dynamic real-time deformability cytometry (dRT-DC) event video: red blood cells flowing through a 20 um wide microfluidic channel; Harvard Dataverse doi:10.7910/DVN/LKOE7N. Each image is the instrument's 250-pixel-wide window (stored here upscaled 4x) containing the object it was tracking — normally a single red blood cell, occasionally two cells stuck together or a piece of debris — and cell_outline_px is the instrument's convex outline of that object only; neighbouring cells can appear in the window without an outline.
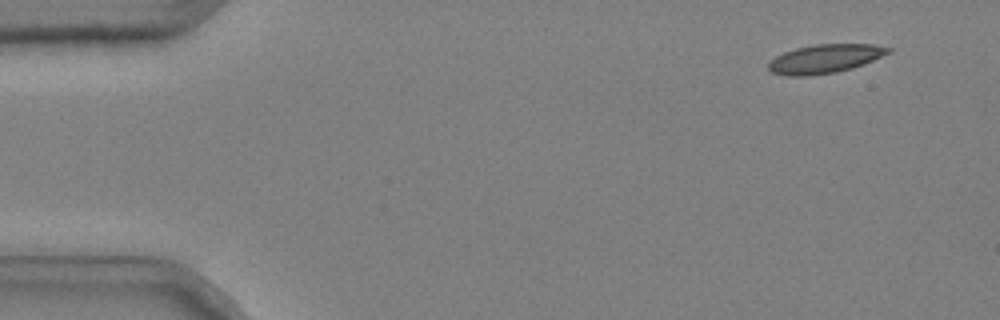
{"species": "common noctule bat (a hibernating species)", "species_latin": "Nyctalus noctula", "temperature_condition": "cold", "stored_images_in_passage": 5, "camera_frame_rate_fps": 3000, "um_per_image_px": 0.085, "animal": {"sex": "male", "body_mass_g": 20.4}, "frame": {"image": 1, "passage_image": 5, "time_ms": 1.333, "image_size_px": [1000, 320], "cell_outline_px": [[892, 52], [864, 64], [852, 68], [836, 72], [808, 76], [788, 76], [772, 72], [768, 68], [768, 64], [776, 56], [784, 52], [796, 48], [812, 44], [872, 44], [892, 48]], "centroid_in_image_um": [70.14, 4.99], "position_along_channel_um": 14.9, "area_um2": 20.11}}